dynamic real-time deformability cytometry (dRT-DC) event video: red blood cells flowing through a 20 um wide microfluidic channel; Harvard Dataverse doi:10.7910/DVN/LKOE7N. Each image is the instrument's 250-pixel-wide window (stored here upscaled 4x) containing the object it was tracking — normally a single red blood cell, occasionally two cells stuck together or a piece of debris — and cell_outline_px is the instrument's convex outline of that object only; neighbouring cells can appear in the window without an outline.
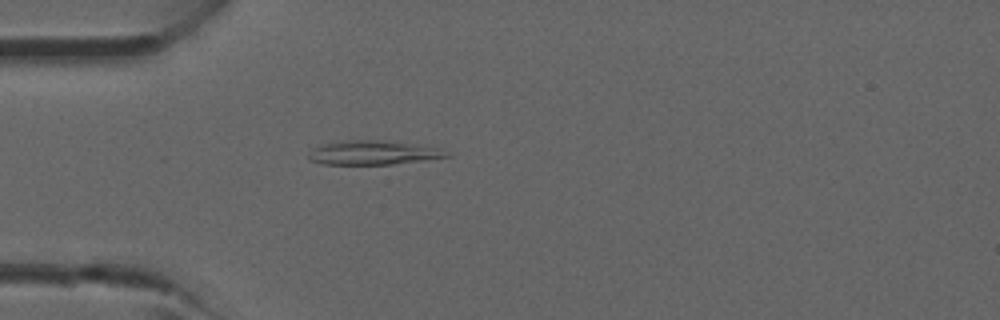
{"species": "common noctule bat (a hibernating species)", "species_latin": "Nyctalus noctula", "temperature_condition": "room temperature", "stored_images_in_passage": 31, "camera_frame_rate_fps": 3000, "um_per_image_px": 0.085, "animal": {"sex": "male", "forearm_length_mm": 52.5}, "frame": {"image": 1, "passage_image": 1, "time_ms": 0.0, "image_size_px": [1000, 320], "cell_outline_px": [[452, 156], [424, 160], [392, 164], [324, 164], [308, 160], [308, 156], [316, 148], [324, 144], [344, 140], [384, 140], [436, 148], [452, 152]], "centroid_in_image_um": [31.75, 12.98], "position_along_channel_um": 53.2, "area_um2": 19.07}}
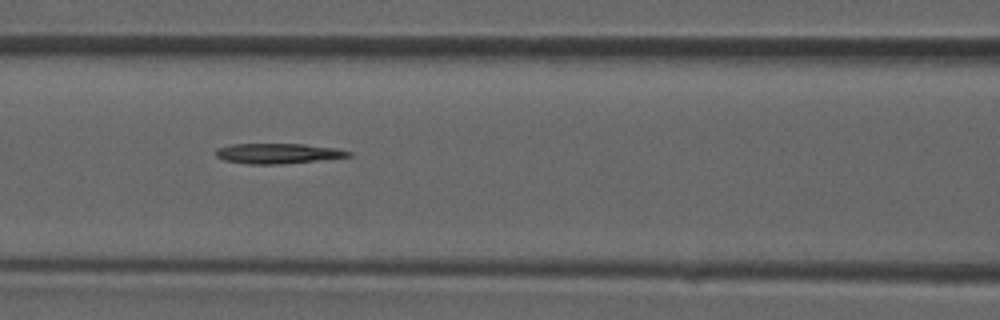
{"frame": {"image": 2, "passage_image": 7, "time_ms": 2.0, "image_size_px": [1000, 320], "cell_outline_px": [[352, 156], [280, 164], [248, 164], [224, 160], [216, 156], [216, 148], [228, 144], [304, 144], [336, 148], [352, 152]], "centroid_in_image_um": [23.59, 13.03], "position_along_channel_um": 143.0, "area_um2": 15.55}}
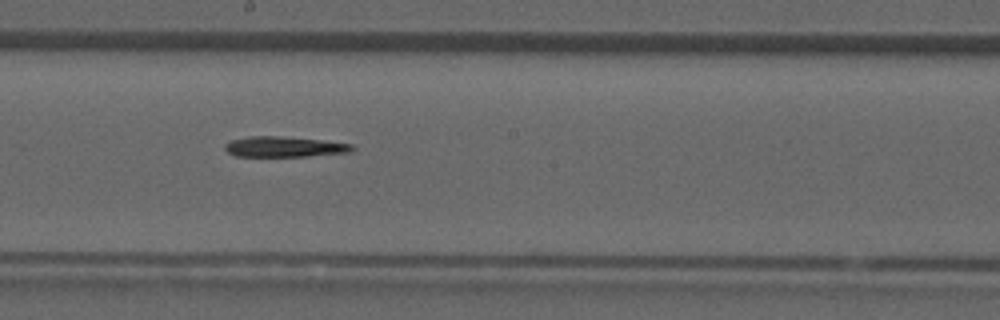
{"frame": {"image": 3, "passage_image": 12, "time_ms": 3.667, "image_size_px": [1000, 320], "cell_outline_px": [[356, 148], [352, 152], [308, 156], [236, 156], [228, 152], [224, 148], [224, 144], [232, 140], [248, 136], [280, 136], [324, 140], [352, 144]], "centroid_in_image_um": [24.2, 12.47], "position_along_channel_um": 224.0, "area_um2": 15.26}}